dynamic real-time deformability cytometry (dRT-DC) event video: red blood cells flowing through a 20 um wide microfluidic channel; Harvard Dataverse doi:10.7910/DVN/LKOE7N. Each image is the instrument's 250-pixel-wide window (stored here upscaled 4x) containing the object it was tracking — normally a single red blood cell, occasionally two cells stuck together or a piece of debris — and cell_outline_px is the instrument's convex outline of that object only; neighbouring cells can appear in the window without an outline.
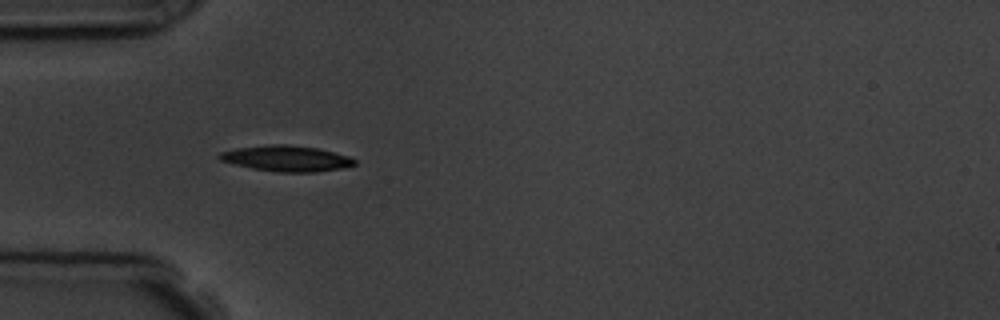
{"species": "common noctule bat (a hibernating species)", "species_latin": "Nyctalus noctula", "temperature_condition": "room temperature", "stored_images_in_passage": 2, "camera_frame_rate_fps": 3000, "um_per_image_px": 0.085, "animal": {"sex": "male", "body_mass_g": 19.5, "forearm_length_mm": 54.6}, "frame": {"image": 1, "passage_image": 1, "time_ms": 0.0, "image_size_px": [1000, 320], "cell_outline_px": [[356, 164], [344, 168], [316, 172], [280, 172], [252, 168], [220, 160], [216, 156], [220, 152], [236, 148], [268, 144], [288, 144], [316, 148], [348, 156], [356, 160]], "centroid_in_image_um": [24.35, 13.46], "position_along_channel_um": 60.7, "area_um2": 20.23}}